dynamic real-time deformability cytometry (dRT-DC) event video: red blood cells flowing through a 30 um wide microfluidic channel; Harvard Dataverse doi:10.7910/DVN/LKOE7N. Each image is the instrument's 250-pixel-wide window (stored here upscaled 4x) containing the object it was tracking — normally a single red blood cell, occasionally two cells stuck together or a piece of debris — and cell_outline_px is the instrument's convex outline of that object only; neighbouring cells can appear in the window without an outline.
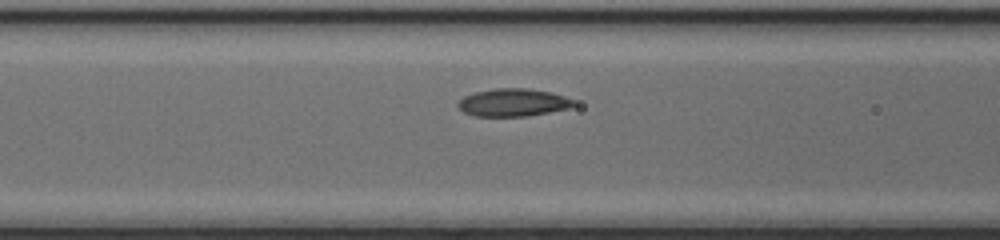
{"species": "common noctule bat (a hibernating species)", "species_latin": "Nyctalus noctula", "temperature_condition": "cold", "stored_images_in_passage": 17, "camera_frame_rate_fps": 3000, "um_per_image_px": 0.085, "animal": {"sex": "female", "body_mass_g": 17.0, "forearm_length_mm": 48.0}, "frame": {"image": 1, "passage_image": 12, "time_ms": 3.667, "image_size_px": [1000, 240], "cell_outline_px": [[576, 104], [572, 108], [528, 116], [476, 116], [464, 112], [456, 104], [464, 96], [476, 92], [496, 88], [528, 88], [552, 92], [576, 100]], "centroid_in_image_um": [43.68, 8.71], "position_along_channel_um": 122.9, "area_um2": 18.84}}
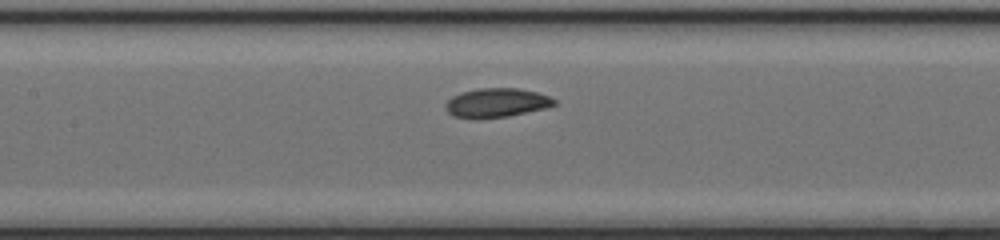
{"frame": {"image": 2, "passage_image": 15, "time_ms": 4.667, "image_size_px": [1000, 240], "cell_outline_px": [[556, 104], [544, 108], [508, 116], [452, 116], [444, 108], [444, 104], [452, 96], [460, 92], [480, 88], [520, 88], [536, 92], [548, 96], [556, 100]], "centroid_in_image_um": [42.2, 8.69], "position_along_channel_um": 165.2, "area_um2": 17.86}}